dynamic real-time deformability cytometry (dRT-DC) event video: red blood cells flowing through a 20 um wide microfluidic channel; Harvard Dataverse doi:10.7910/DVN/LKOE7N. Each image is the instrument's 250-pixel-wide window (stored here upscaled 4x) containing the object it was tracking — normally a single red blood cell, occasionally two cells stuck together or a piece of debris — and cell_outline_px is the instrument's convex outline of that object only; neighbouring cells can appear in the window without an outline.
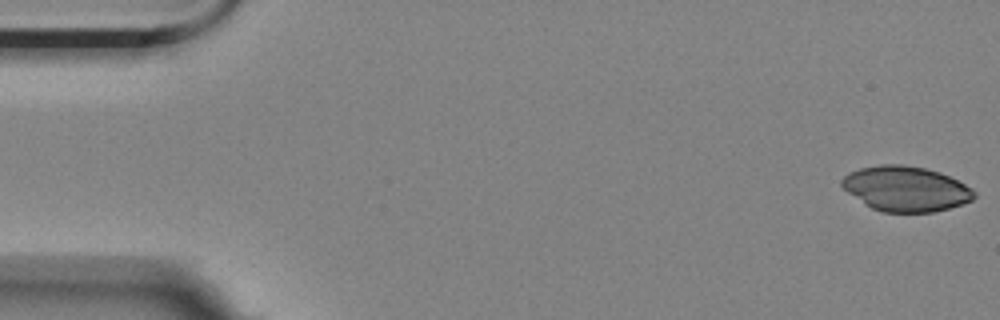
{"species": "Egyptian fruit bat (a non-hibernating species)", "species_latin": "Rousettus aegyptiacus", "temperature_condition": "room temperature", "stored_images_in_passage": 5, "segment_of_instrument_passage": [1, 2], "camera_frame_rate_fps": 3000, "um_per_image_px": 0.085, "animal": {"sex": "female"}, "frame": {"image": 1, "passage_image": 1, "time_ms": 0.0, "image_size_px": [1000, 320], "cell_outline_px": [[976, 196], [972, 200], [948, 208], [932, 212], [884, 212], [872, 208], [864, 204], [848, 192], [840, 184], [840, 180], [848, 172], [860, 168], [880, 164], [904, 164], [924, 168], [940, 172], [972, 188], [976, 192]], "centroid_in_image_um": [76.97, 16.03], "position_along_channel_um": 8.0, "area_um2": 34.68}}